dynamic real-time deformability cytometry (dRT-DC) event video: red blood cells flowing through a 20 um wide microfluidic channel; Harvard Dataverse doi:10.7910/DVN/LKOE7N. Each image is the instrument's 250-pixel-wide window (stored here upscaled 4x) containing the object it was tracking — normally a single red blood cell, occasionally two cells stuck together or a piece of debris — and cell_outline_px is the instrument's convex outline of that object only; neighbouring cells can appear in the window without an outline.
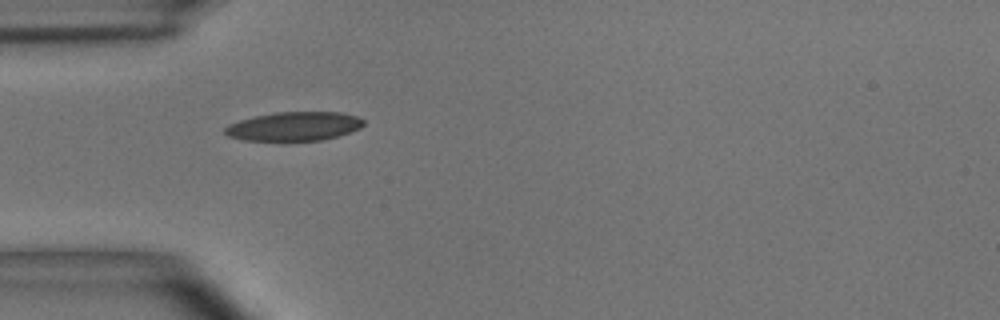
{"species": "common noctule bat (a hibernating species)", "species_latin": "Nyctalus noctula", "temperature_condition": "room temperature", "stored_images_in_passage": 6, "camera_frame_rate_fps": 3000, "um_per_image_px": 0.085, "animal": {"sex": "male", "body_mass_g": 15.6}, "frame": {"image": 1, "passage_image": 1, "time_ms": 0.0, "image_size_px": [1000, 320], "cell_outline_px": [[364, 124], [360, 128], [336, 136], [320, 140], [244, 140], [228, 136], [224, 132], [224, 128], [228, 124], [252, 116], [276, 112], [340, 112], [356, 116], [364, 120]], "centroid_in_image_um": [24.96, 10.72], "position_along_channel_um": 60.0, "area_um2": 23.18}}
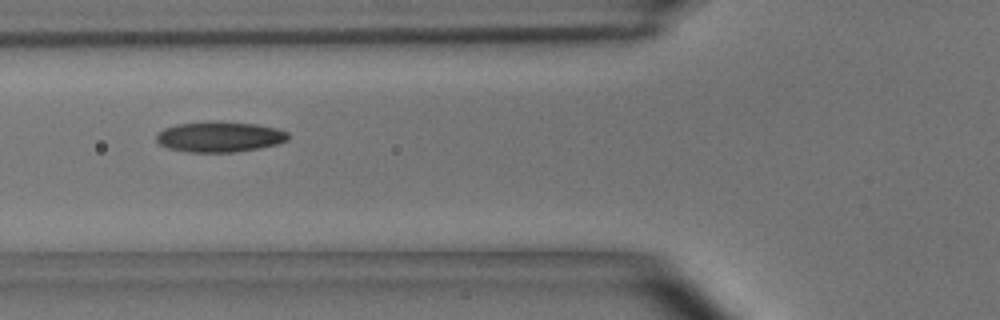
{"frame": {"image": 2, "passage_image": 2, "time_ms": 0.333, "image_size_px": [1000, 320], "cell_outline_px": [[288, 140], [276, 144], [260, 148], [236, 152], [188, 152], [168, 148], [160, 144], [156, 140], [156, 136], [164, 128], [176, 124], [216, 120], [220, 120], [256, 124], [276, 128], [288, 132]], "centroid_in_image_um": [18.67, 11.61], "position_along_channel_um": 107.1, "area_um2": 23.64}}